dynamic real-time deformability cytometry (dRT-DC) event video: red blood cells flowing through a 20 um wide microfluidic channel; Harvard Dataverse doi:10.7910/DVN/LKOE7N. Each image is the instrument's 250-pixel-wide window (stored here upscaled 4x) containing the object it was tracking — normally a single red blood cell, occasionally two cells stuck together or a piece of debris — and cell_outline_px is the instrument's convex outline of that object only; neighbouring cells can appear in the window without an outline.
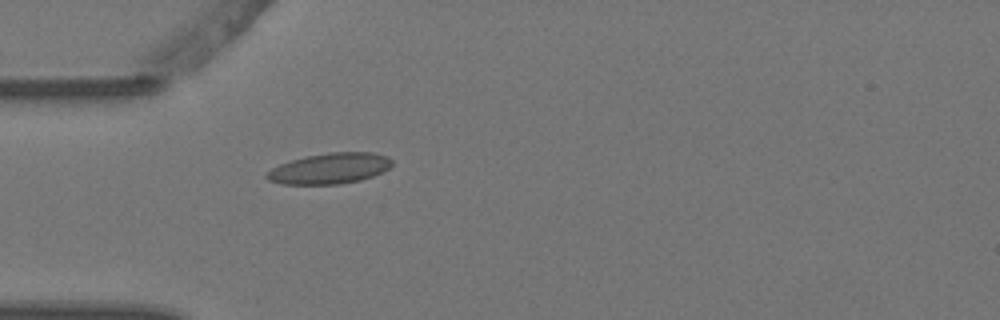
{"species": "Egyptian fruit bat (a non-hibernating species)", "species_latin": "Rousettus aegyptiacus", "temperature_condition": "warm", "stored_images_in_passage": 2, "camera_frame_rate_fps": 3000, "um_per_image_px": 0.085, "animal": {"sex": "female"}, "frame": {"image": 1, "passage_image": 2, "time_ms": 0.333, "image_size_px": [1000, 320], "cell_outline_px": [[392, 164], [384, 172], [360, 180], [340, 184], [280, 184], [268, 180], [264, 176], [272, 168], [280, 164], [304, 156], [328, 152], [372, 152], [388, 156], [392, 160]], "centroid_in_image_um": [28.03, 14.31], "position_along_channel_um": 57.0, "area_um2": 22.54}}